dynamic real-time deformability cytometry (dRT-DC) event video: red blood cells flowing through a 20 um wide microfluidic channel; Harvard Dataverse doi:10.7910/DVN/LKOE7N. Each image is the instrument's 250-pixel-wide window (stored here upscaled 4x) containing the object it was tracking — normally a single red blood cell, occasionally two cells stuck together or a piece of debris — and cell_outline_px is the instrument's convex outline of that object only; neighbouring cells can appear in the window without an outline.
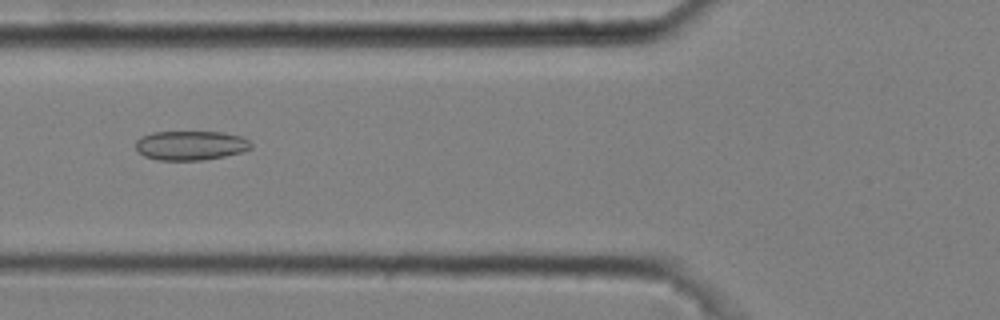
{"species": "common noctule bat (a hibernating species)", "species_latin": "Nyctalus noctula", "temperature_condition": "cold", "stored_images_in_passage": 7, "camera_frame_rate_fps": 3000, "um_per_image_px": 0.085, "animal": {"sex": "male", "body_mass_g": 20.4}, "frame": {"image": 1, "passage_image": 5, "time_ms": 1.333, "image_size_px": [1000, 320], "cell_outline_px": [[252, 148], [244, 152], [224, 156], [200, 160], [160, 160], [144, 156], [136, 148], [136, 140], [140, 136], [152, 132], [224, 132], [240, 136], [248, 140], [252, 144]], "centroid_in_image_um": [16.22, 12.35], "position_along_channel_um": 109.6, "area_um2": 19.77}}
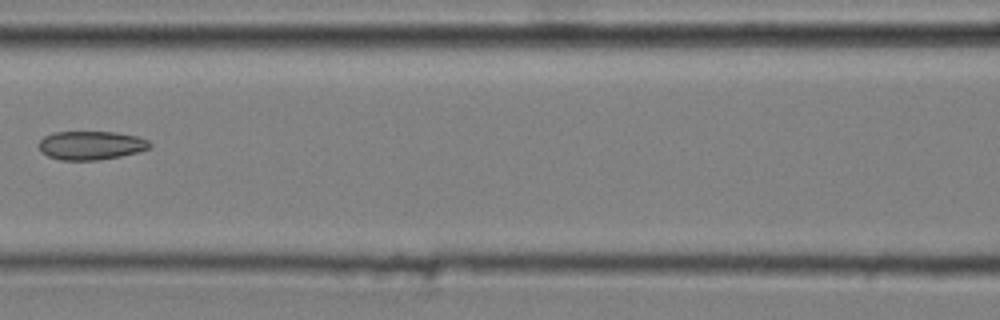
{"frame": {"image": 2, "passage_image": 6, "time_ms": 1.667, "image_size_px": [1000, 320], "cell_outline_px": [[152, 144], [148, 148], [136, 152], [120, 156], [96, 160], [60, 160], [48, 156], [40, 152], [40, 140], [44, 136], [52, 132], [116, 132], [140, 136], [148, 140]], "centroid_in_image_um": [7.73, 12.34], "position_along_channel_um": 158.9, "area_um2": 18.55}}
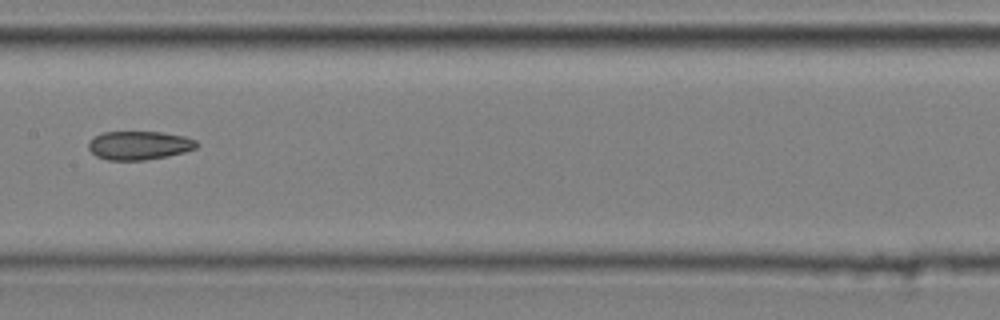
{"frame": {"image": 3, "passage_image": 7, "time_ms": 2.0, "image_size_px": [1000, 320], "cell_outline_px": [[200, 144], [196, 148], [184, 152], [168, 156], [144, 160], [108, 160], [96, 156], [88, 148], [88, 140], [104, 132], [160, 132], [184, 136], [196, 140]], "centroid_in_image_um": [11.84, 12.36], "position_along_channel_um": 195.6, "area_um2": 18.09}}